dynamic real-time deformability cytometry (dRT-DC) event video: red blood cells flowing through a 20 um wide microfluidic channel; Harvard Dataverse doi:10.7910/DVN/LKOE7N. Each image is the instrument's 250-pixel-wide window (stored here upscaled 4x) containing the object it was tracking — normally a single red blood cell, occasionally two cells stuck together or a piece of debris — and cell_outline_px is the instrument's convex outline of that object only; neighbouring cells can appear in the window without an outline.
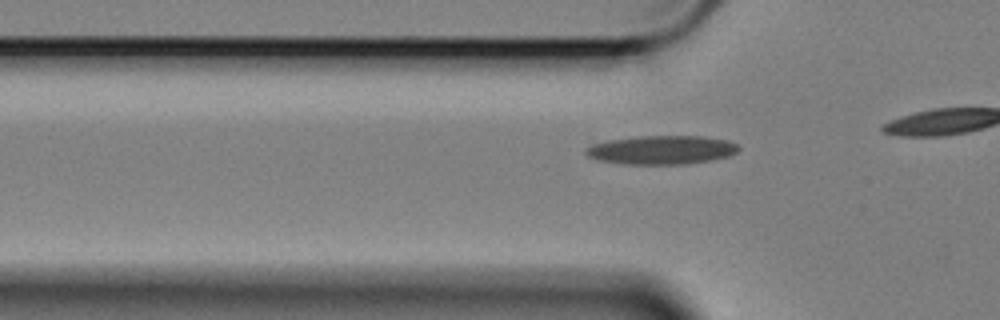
{"species": "Egyptian fruit bat (a non-hibernating species)", "species_latin": "Rousettus aegyptiacus", "temperature_condition": "cold", "stored_images_in_passage": 41, "camera_frame_rate_fps": 3000, "um_per_image_px": 0.085, "animal": {"sex": "female"}, "frame": {"image": 1, "passage_image": 13, "time_ms": 4.0, "image_size_px": [1000, 320], "cell_outline_px": [[740, 148], [736, 152], [728, 156], [708, 160], [684, 164], [624, 164], [600, 160], [588, 156], [584, 152], [584, 148], [592, 144], [608, 140], [636, 136], [704, 136], [728, 140], [740, 144]], "centroid_in_image_um": [56.23, 12.73], "position_along_channel_um": 69.6, "area_um2": 25.66}}
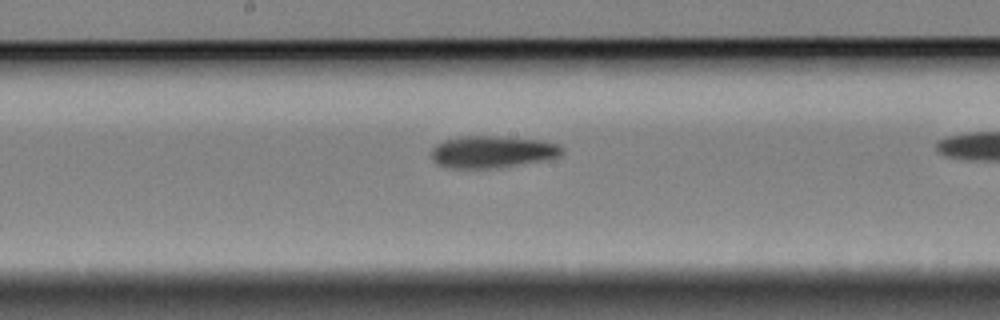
{"frame": {"image": 2, "passage_image": 25, "time_ms": 8.0, "image_size_px": [1000, 320], "cell_outline_px": [[564, 152], [560, 156], [548, 160], [500, 168], [444, 168], [436, 164], [432, 160], [432, 148], [436, 144], [444, 140], [464, 136], [492, 136], [540, 140], [560, 144], [564, 148]], "centroid_in_image_um": [41.87, 12.92], "position_along_channel_um": 206.3, "area_um2": 24.8}}
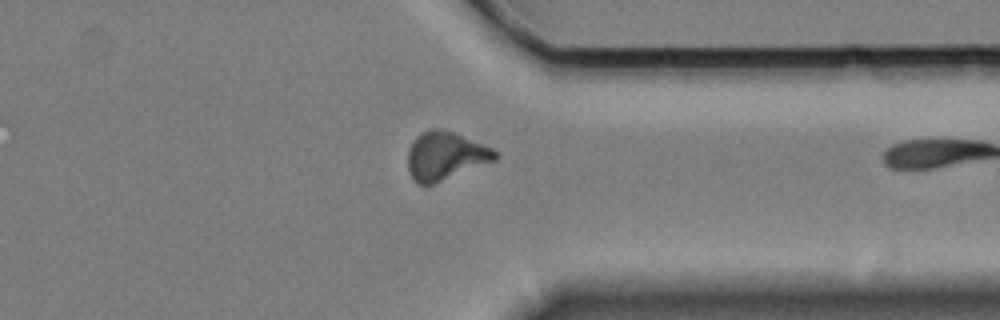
{"frame": {"image": 3, "passage_image": 40, "time_ms": 13.0, "image_size_px": [1000, 320], "cell_outline_px": [[500, 156], [496, 160], [432, 184], [416, 184], [412, 180], [408, 168], [408, 152], [416, 136], [420, 132], [428, 128], [440, 128], [452, 132], [492, 148]], "centroid_in_image_um": [37.83, 13.24], "position_along_channel_um": 373.6, "area_um2": 24.33}}